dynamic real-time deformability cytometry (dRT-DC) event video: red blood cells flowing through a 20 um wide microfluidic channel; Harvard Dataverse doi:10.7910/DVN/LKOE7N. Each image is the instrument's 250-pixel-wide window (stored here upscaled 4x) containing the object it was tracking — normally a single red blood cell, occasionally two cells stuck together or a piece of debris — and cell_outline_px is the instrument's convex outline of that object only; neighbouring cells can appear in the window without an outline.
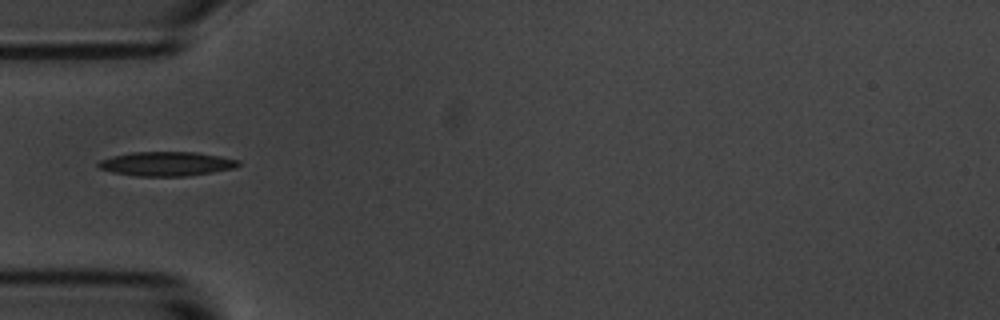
{"species": "common noctule bat (a hibernating species)", "species_latin": "Nyctalus noctula", "temperature_condition": "room temperature", "stored_images_in_passage": 4, "camera_frame_rate_fps": 3000, "um_per_image_px": 0.085, "animal": {"sex": "male", "body_mass_g": 20.1, "forearm_length_mm": 53.5}, "frame": {"image": 1, "passage_image": 2, "time_ms": 1.333, "image_size_px": [1000, 320], "cell_outline_px": [[240, 164], [236, 168], [188, 176], [136, 176], [112, 172], [100, 168], [96, 164], [100, 160], [112, 156], [132, 152], [196, 152], [220, 156], [240, 160]], "centroid_in_image_um": [14.17, 13.92], "position_along_channel_um": 70.8, "area_um2": 19.83}}
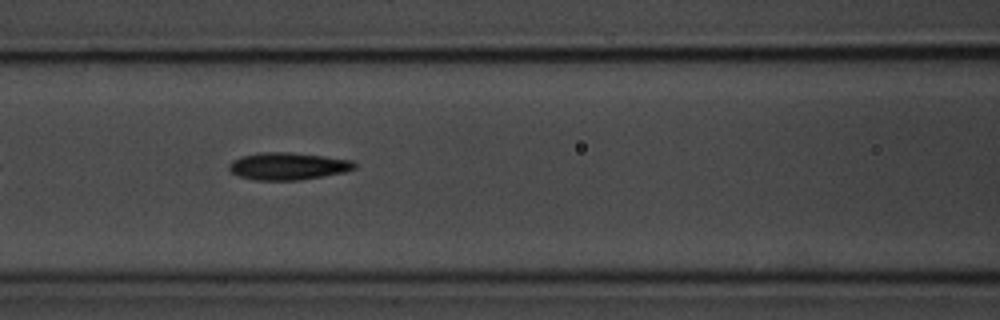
{"frame": {"image": 2, "passage_image": 4, "time_ms": 3.333, "image_size_px": [1000, 320], "cell_outline_px": [[356, 168], [344, 172], [324, 176], [300, 180], [256, 180], [240, 176], [232, 172], [228, 168], [228, 164], [232, 160], [240, 156], [260, 152], [288, 152], [324, 156], [352, 160], [356, 164]], "centroid_in_image_um": [24.47, 14.12], "position_along_channel_um": 142.1, "area_um2": 20.0}}